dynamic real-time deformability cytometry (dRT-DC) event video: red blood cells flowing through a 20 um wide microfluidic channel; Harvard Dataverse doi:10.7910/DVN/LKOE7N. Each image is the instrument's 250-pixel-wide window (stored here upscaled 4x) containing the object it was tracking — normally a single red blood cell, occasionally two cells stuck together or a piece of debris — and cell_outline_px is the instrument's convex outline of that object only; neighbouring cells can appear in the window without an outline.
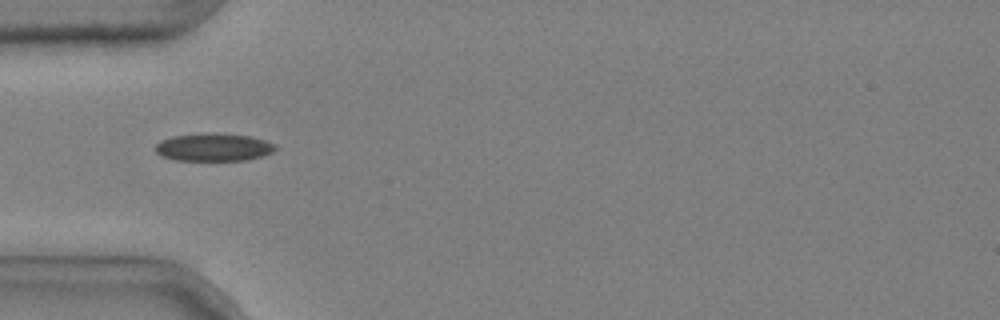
{"species": "common noctule bat (a hibernating species)", "species_latin": "Nyctalus noctula", "temperature_condition": "cold", "stored_images_in_passage": 2, "camera_frame_rate_fps": 3000, "um_per_image_px": 0.085, "animal": {"sex": "male", "body_mass_g": 20.4}, "frame": {"image": 1, "passage_image": 1, "time_ms": 0.0, "image_size_px": [1000, 320], "cell_outline_px": [[276, 148], [272, 152], [248, 160], [176, 160], [160, 156], [156, 152], [156, 144], [160, 140], [172, 136], [248, 136], [264, 140], [276, 144]], "centroid_in_image_um": [18.14, 12.57], "position_along_channel_um": 66.9, "area_um2": 18.32}}